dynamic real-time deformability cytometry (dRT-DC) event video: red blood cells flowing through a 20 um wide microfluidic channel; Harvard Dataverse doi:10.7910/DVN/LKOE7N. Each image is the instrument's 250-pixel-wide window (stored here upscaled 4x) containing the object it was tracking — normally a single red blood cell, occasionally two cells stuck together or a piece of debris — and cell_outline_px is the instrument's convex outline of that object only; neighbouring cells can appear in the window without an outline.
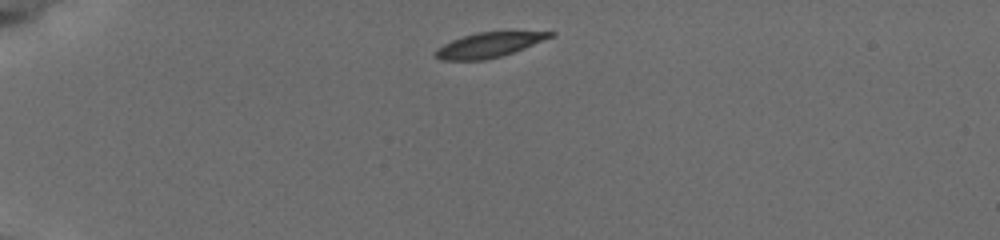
{"species": "common noctule bat (a hibernating species)", "species_latin": "Nyctalus noctula", "temperature_condition": "cold", "stored_images_in_passage": 5, "camera_frame_rate_fps": 3000, "um_per_image_px": 0.085, "animal": {"sex": "female", "body_mass_g": 19.5, "forearm_length_mm": 54.1}, "frame": {"image": 1, "passage_image": 1, "time_ms": 0.0, "image_size_px": [1000, 240], "cell_outline_px": [[556, 36], [524, 48], [500, 56], [484, 60], [440, 60], [436, 56], [436, 48], [452, 40], [476, 32], [556, 32]], "centroid_in_image_um": [41.57, 3.82], "position_along_channel_um": 43.4, "area_um2": 16.36}}
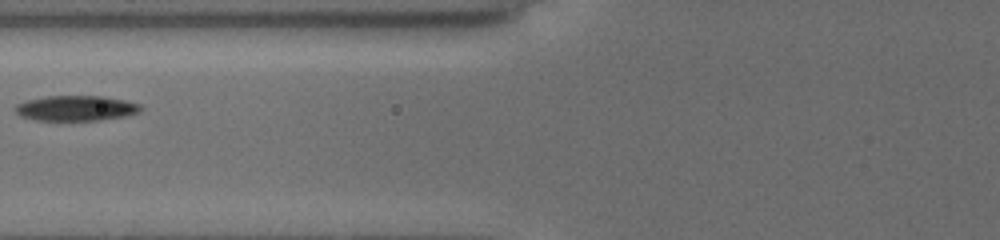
{"frame": {"image": 2, "passage_image": 4, "time_ms": 3.333, "image_size_px": [1000, 240], "cell_outline_px": [[144, 108], [140, 112], [124, 116], [96, 120], [40, 120], [20, 116], [12, 108], [16, 104], [28, 100], [44, 96], [104, 96], [124, 100], [140, 104]], "centroid_in_image_um": [6.46, 9.19], "position_along_channel_um": 119.3, "area_um2": 18.44}}
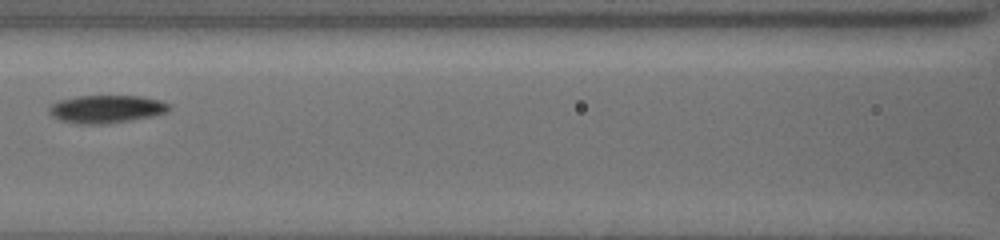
{"frame": {"image": 3, "passage_image": 5, "time_ms": 4.333, "image_size_px": [1000, 240], "cell_outline_px": [[168, 108], [164, 112], [152, 116], [104, 124], [84, 124], [64, 120], [48, 112], [48, 108], [52, 104], [60, 100], [76, 96], [140, 96], [160, 100], [168, 104]], "centroid_in_image_um": [9.03, 9.25], "position_along_channel_um": 157.6, "area_um2": 18.9}}